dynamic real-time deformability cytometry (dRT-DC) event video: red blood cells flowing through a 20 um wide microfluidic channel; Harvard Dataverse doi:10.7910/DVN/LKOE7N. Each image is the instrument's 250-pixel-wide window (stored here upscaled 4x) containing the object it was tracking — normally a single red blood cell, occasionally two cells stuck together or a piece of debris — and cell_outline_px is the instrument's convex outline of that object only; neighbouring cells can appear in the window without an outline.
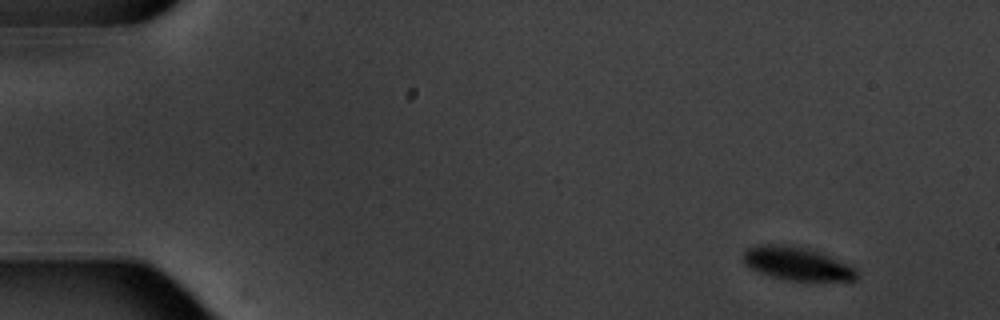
{"species": "common noctule bat (a hibernating species)", "species_latin": "Nyctalus noctula", "temperature_condition": "warm", "stored_images_in_passage": 6, "camera_frame_rate_fps": 3000, "um_per_image_px": 0.085, "animal": {"sex": "male", "body_mass_g": 20.1, "forearm_length_mm": 53.5}, "frame": {"image": 1, "passage_image": 1, "time_ms": 0.0, "image_size_px": [1000, 320], "cell_outline_px": [[856, 280], [784, 280], [748, 268], [744, 264], [744, 252], [748, 248], [764, 244], [780, 244], [804, 248], [828, 256], [856, 268]], "centroid_in_image_um": [67.69, 22.41], "position_along_channel_um": 17.3, "area_um2": 21.39}}
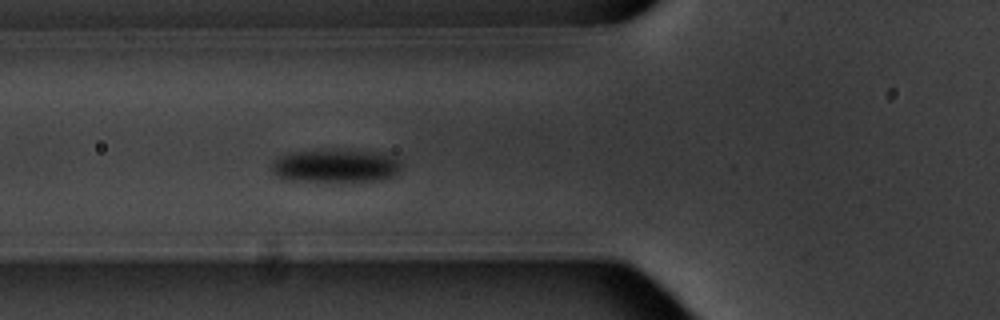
{"frame": {"image": 2, "passage_image": 6, "time_ms": 5.667, "image_size_px": [1000, 320], "cell_outline_px": [[400, 168], [392, 176], [376, 180], [292, 180], [276, 176], [272, 172], [272, 160], [276, 156], [288, 152], [336, 148], [376, 152], [396, 156], [400, 164]], "centroid_in_image_um": [28.46, 14.04], "position_along_channel_um": 97.3, "area_um2": 25.2}}